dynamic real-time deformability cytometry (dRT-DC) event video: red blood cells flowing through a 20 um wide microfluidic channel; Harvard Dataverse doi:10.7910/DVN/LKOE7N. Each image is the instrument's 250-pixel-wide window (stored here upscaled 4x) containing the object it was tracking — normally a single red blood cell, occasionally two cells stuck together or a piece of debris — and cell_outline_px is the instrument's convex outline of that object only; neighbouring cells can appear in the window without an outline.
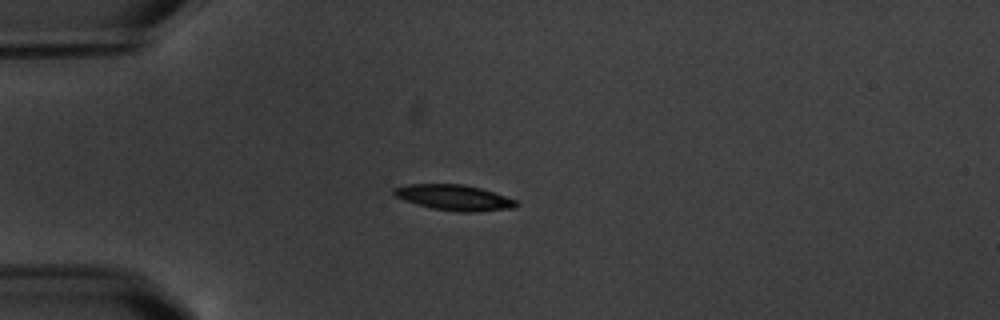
{"species": "common noctule bat (a hibernating species)", "species_latin": "Nyctalus noctula", "temperature_condition": "warm", "stored_images_in_passage": 5, "camera_frame_rate_fps": 3000, "um_per_image_px": 0.085, "animal": {"sex": "male", "body_mass_g": 20.1, "forearm_length_mm": 53.5}, "frame": {"image": 1, "passage_image": 3, "time_ms": 3.333, "image_size_px": [1000, 320], "cell_outline_px": [[520, 204], [516, 208], [476, 212], [456, 212], [432, 208], [404, 200], [396, 196], [392, 192], [392, 188], [408, 184], [464, 184], [480, 188], [516, 200]], "centroid_in_image_um": [38.62, 16.8], "position_along_channel_um": 46.4, "area_um2": 18.26}}